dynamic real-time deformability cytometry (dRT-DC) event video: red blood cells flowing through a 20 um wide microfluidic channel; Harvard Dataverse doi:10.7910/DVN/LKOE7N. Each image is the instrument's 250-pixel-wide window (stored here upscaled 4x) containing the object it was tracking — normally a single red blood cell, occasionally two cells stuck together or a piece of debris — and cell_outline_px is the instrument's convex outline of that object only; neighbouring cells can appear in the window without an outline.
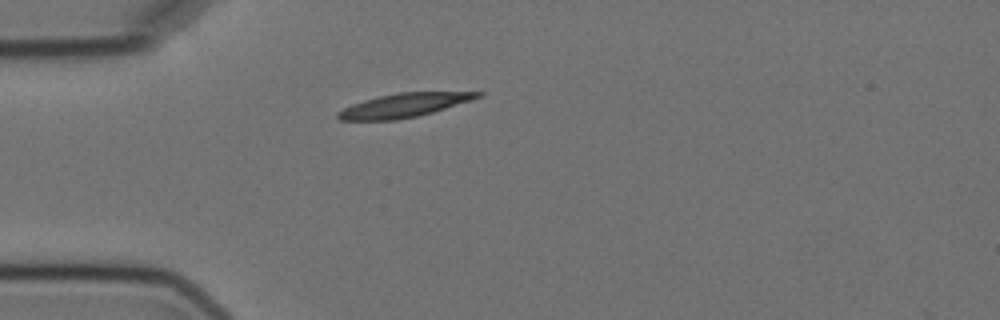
{"species": "Egyptian fruit bat (a non-hibernating species)", "species_latin": "Rousettus aegyptiacus", "temperature_condition": "cold", "stored_images_in_passage": 2, "camera_frame_rate_fps": 3000, "um_per_image_px": 0.085, "animal": {"sex": "female"}, "frame": {"image": 1, "passage_image": 1, "time_ms": 0.0, "image_size_px": [1000, 320], "cell_outline_px": [[484, 96], [472, 100], [432, 112], [416, 116], [396, 120], [340, 120], [336, 116], [336, 112], [352, 104], [364, 100], [396, 92], [484, 92]], "centroid_in_image_um": [34.34, 8.94], "position_along_channel_um": 50.7, "area_um2": 19.31}}